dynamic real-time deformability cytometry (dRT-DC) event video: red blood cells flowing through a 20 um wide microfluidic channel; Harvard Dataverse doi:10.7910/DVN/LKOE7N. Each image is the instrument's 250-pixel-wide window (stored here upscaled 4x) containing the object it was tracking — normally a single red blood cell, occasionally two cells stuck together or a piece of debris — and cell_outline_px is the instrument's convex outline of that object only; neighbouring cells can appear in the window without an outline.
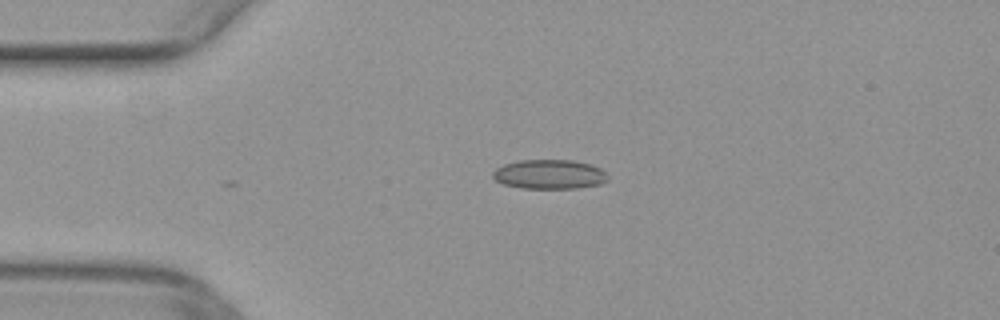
{"species": "common noctule bat (a hibernating species)", "species_latin": "Nyctalus noctula", "temperature_condition": "warm", "stored_images_in_passage": 9, "camera_frame_rate_fps": 3000, "um_per_image_px": 0.085, "animal": {"sex": "female", "body_mass_g": 29.2, "forearm_length_mm": 56.3}, "frame": {"image": 1, "passage_image": 1, "time_ms": 0.0, "image_size_px": [1000, 320], "cell_outline_px": [[608, 180], [600, 184], [580, 188], [520, 188], [504, 184], [496, 180], [492, 176], [492, 172], [496, 168], [504, 164], [520, 160], [572, 160], [592, 164], [600, 168], [608, 176]], "centroid_in_image_um": [46.71, 14.81], "position_along_channel_um": 38.3, "area_um2": 19.77}}
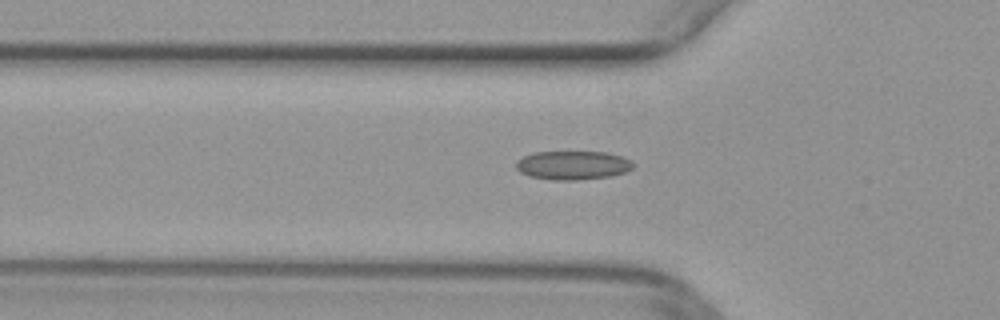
{"frame": {"image": 2, "passage_image": 6, "time_ms": 1.667, "image_size_px": [1000, 320], "cell_outline_px": [[636, 164], [632, 168], [624, 172], [612, 176], [576, 180], [552, 180], [528, 176], [520, 172], [516, 168], [516, 160], [524, 156], [536, 152], [608, 152], [632, 160]], "centroid_in_image_um": [48.69, 14.05], "position_along_channel_um": 77.1, "area_um2": 19.77}}